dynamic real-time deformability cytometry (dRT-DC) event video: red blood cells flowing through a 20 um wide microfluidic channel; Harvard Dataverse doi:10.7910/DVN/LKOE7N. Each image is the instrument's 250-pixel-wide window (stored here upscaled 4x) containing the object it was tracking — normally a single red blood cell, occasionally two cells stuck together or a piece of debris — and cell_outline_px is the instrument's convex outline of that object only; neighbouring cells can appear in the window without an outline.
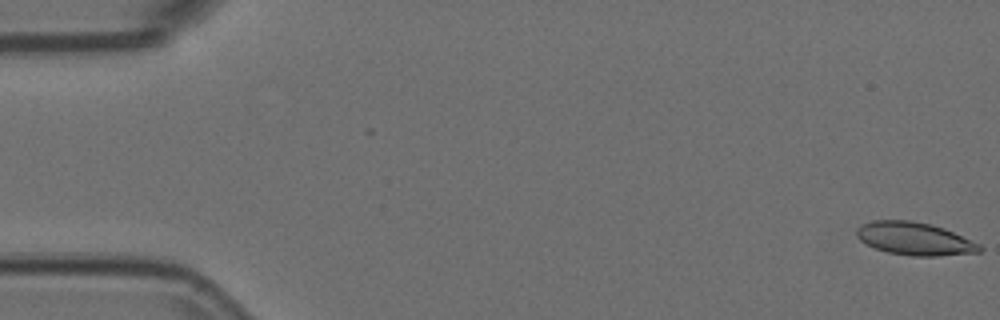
{"species": "Egyptian fruit bat (a non-hibernating species)", "species_latin": "Rousettus aegyptiacus", "temperature_condition": "room temperature", "stored_images_in_passage": 55, "camera_frame_rate_fps": 3000, "um_per_image_px": 0.085, "animal": {"sex": "female"}, "frame": {"image": 1, "passage_image": 1, "time_ms": 0.0, "image_size_px": [1000, 320], "cell_outline_px": [[984, 248], [980, 252], [940, 256], [912, 256], [888, 252], [876, 248], [860, 240], [856, 236], [856, 228], [872, 220], [912, 220], [932, 224], [944, 228], [980, 244]], "centroid_in_image_um": [77.76, 20.29], "position_along_channel_um": 7.2, "area_um2": 23.58}}
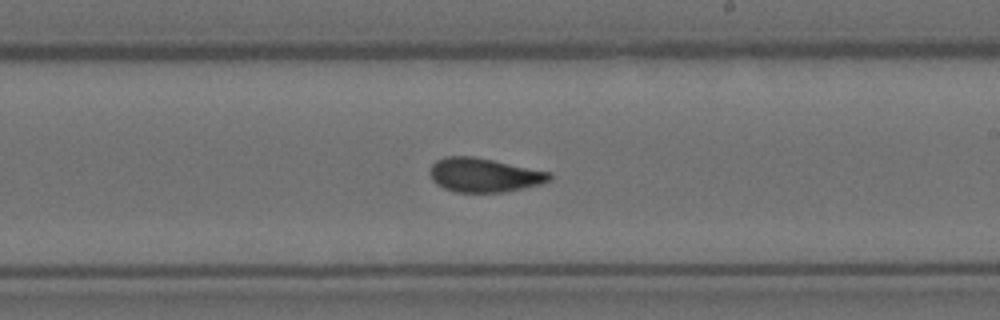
{"frame": {"image": 2, "passage_image": 32, "time_ms": 10.333, "image_size_px": [1000, 320], "cell_outline_px": [[552, 176], [548, 180], [540, 184], [504, 192], [456, 192], [444, 188], [436, 184], [432, 180], [428, 172], [432, 164], [436, 160], [444, 156], [472, 156], [552, 172]], "centroid_in_image_um": [41.1, 14.87], "position_along_channel_um": 247.9, "area_um2": 23.7}}
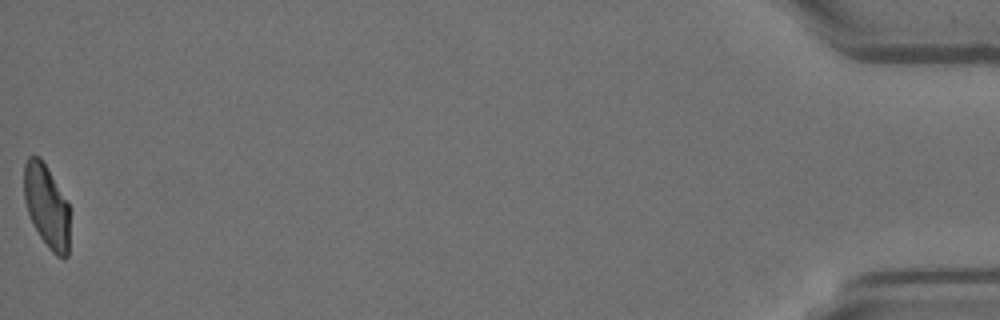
{"frame": {"image": 3, "passage_image": 55, "time_ms": 18.0, "image_size_px": [1000, 320], "cell_outline_px": [[68, 256], [64, 260], [56, 256], [52, 252], [40, 236], [32, 224], [28, 212], [24, 196], [24, 164], [28, 156], [40, 156], [68, 204]], "centroid_in_image_um": [3.94, 17.54], "position_along_channel_um": 431.3, "area_um2": 21.79}, "authors_computed_cell_mechanics": {"area_um2": 23.698, "velocity_mm_per_s": 3.7109, "shape_relaxation_time_tau1_ms": 7.0882, "shape_relaxation_time_tau2_ms": 1.8514, "deformation_change_tau1": 0.1967, "deformation_change_tau2": 0.0709}}